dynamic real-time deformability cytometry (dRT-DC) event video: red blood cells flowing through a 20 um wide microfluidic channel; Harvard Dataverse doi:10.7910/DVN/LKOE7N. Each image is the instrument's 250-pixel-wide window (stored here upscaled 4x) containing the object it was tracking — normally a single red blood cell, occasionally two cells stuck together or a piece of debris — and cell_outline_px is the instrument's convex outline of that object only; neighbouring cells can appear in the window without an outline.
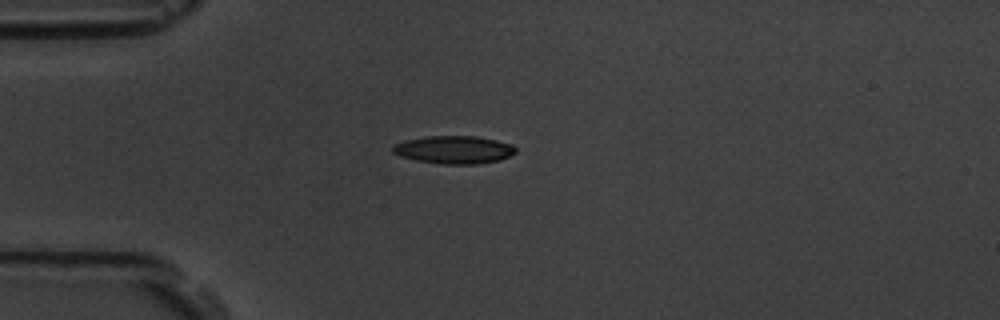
{"species": "common noctule bat (a hibernating species)", "species_latin": "Nyctalus noctula", "temperature_condition": "room temperature", "stored_images_in_passage": 8, "camera_frame_rate_fps": 3000, "um_per_image_px": 0.085, "animal": {"sex": "male", "body_mass_g": 19.5, "forearm_length_mm": 54.6}, "frame": {"image": 1, "passage_image": 1, "time_ms": 0.0, "image_size_px": [1000, 320], "cell_outline_px": [[516, 152], [500, 160], [476, 164], [440, 164], [416, 160], [400, 156], [392, 152], [392, 144], [404, 140], [424, 136], [476, 136], [496, 140], [512, 144], [516, 148]], "centroid_in_image_um": [38.55, 12.72], "position_along_channel_um": 46.4, "area_um2": 20.11}}
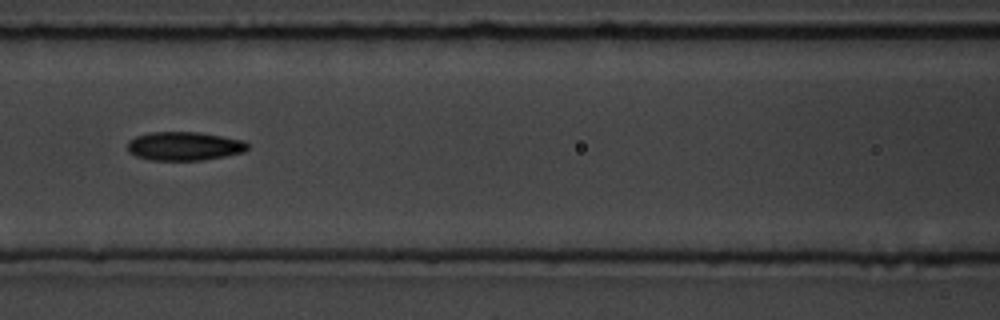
{"frame": {"image": 2, "passage_image": 4, "time_ms": 3.333, "image_size_px": [1000, 320], "cell_outline_px": [[248, 148], [244, 152], [204, 160], [152, 160], [136, 156], [128, 152], [128, 140], [136, 136], [148, 132], [200, 132], [244, 140], [248, 144]], "centroid_in_image_um": [15.65, 12.41], "position_along_channel_um": 150.9, "area_um2": 20.17}}
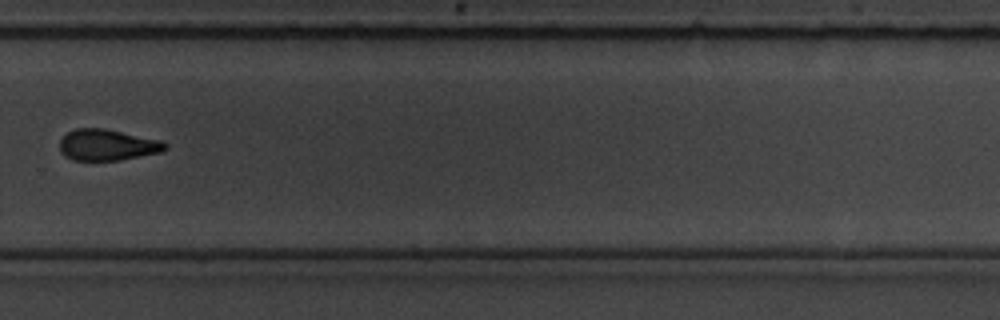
{"frame": {"image": 3, "passage_image": 8, "time_ms": 8.0, "image_size_px": [1000, 320], "cell_outline_px": [[168, 148], [160, 152], [120, 160], [72, 160], [64, 156], [60, 152], [60, 140], [68, 132], [76, 128], [104, 128], [160, 140], [168, 144]], "centroid_in_image_um": [9.11, 12.32], "position_along_channel_um": 320.7, "area_um2": 19.13}}